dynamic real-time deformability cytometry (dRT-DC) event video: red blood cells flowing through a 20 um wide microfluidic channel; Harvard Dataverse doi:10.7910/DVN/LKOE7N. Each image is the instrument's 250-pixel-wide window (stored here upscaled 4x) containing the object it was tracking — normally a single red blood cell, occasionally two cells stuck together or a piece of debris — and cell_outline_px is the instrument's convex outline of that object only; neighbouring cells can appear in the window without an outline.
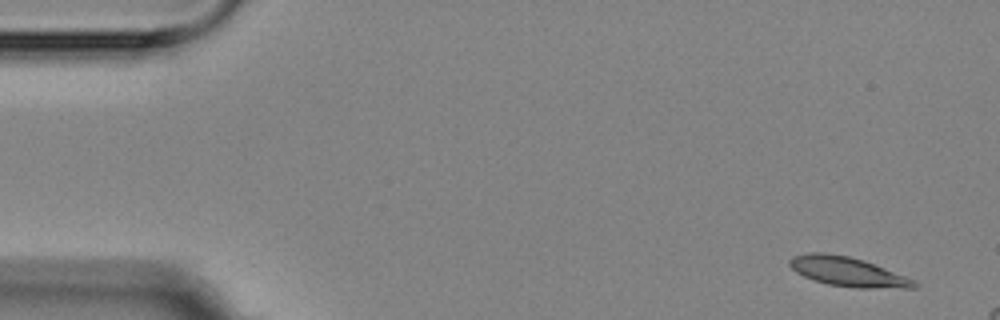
{"species": "Egyptian fruit bat (a non-hibernating species)", "species_latin": "Rousettus aegyptiacus", "temperature_condition": "room temperature", "stored_images_in_passage": 4, "camera_frame_rate_fps": 3000, "um_per_image_px": 0.085, "animal": {"sex": "female"}, "frame": {"image": 1, "passage_image": 1, "time_ms": 0.0, "image_size_px": [1000, 320], "cell_outline_px": [[920, 284], [916, 288], [856, 288], [828, 284], [812, 280], [796, 272], [788, 264], [788, 260], [792, 256], [808, 252], [824, 252], [848, 256], [864, 260], [916, 280]], "centroid_in_image_um": [72.06, 23.09], "position_along_channel_um": 12.9, "area_um2": 21.56}}